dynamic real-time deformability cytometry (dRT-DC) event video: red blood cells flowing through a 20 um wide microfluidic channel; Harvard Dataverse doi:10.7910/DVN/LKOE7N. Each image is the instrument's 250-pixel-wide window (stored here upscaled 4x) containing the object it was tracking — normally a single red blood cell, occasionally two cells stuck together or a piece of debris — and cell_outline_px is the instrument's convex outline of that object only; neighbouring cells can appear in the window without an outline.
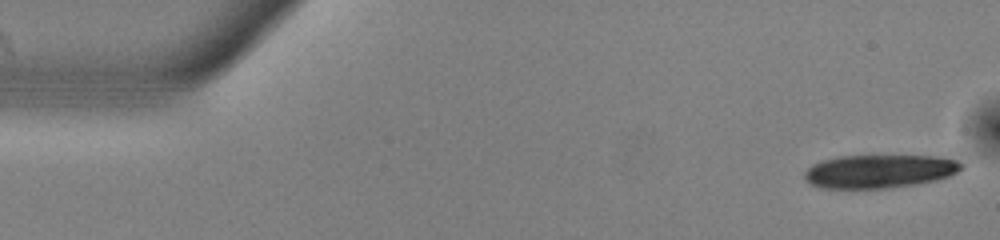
{"species": "common noctule bat (a hibernating species)", "species_latin": "Nyctalus noctula", "temperature_condition": "warm", "stored_images_in_passage": 15, "camera_frame_rate_fps": 3000, "um_per_image_px": 0.085, "animal": {"sex": "male", "body_mass_g": 13.0, "forearm_length_mm": 53.1}, "frame": {"image": 1, "passage_image": 1, "time_ms": 0.0, "image_size_px": [1000, 240], "cell_outline_px": [[964, 168], [948, 176], [936, 180], [916, 184], [884, 188], [820, 188], [812, 184], [804, 176], [804, 172], [812, 164], [836, 156], [932, 156], [956, 160], [964, 164]], "centroid_in_image_um": [74.75, 14.55], "position_along_channel_um": 10.3, "area_um2": 30.29}}